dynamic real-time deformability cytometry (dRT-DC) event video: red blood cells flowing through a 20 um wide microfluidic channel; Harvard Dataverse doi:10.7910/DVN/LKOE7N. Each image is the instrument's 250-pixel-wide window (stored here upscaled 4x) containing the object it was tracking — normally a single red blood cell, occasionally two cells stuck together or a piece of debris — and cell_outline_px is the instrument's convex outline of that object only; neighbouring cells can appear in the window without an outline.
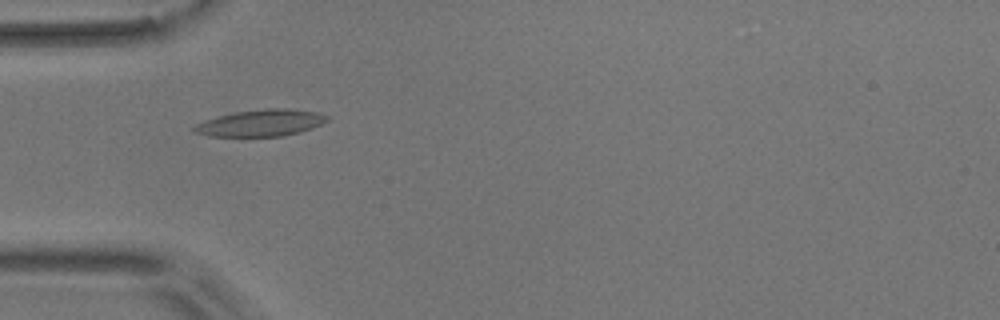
{"species": "common noctule bat (a hibernating species)", "species_latin": "Nyctalus noctula", "temperature_condition": "room temperature", "stored_images_in_passage": 7, "camera_frame_rate_fps": 3000, "um_per_image_px": 0.085, "animal": {"sex": "male", "body_mass_g": 17.9}, "frame": {"image": 1, "passage_image": 5, "time_ms": 5.0, "image_size_px": [1000, 320], "cell_outline_px": [[328, 120], [312, 128], [300, 132], [280, 136], [208, 136], [196, 132], [192, 128], [196, 124], [232, 112], [268, 108], [288, 108], [316, 112], [328, 116]], "centroid_in_image_um": [22.2, 10.44], "position_along_channel_um": 62.8, "area_um2": 20.4}}
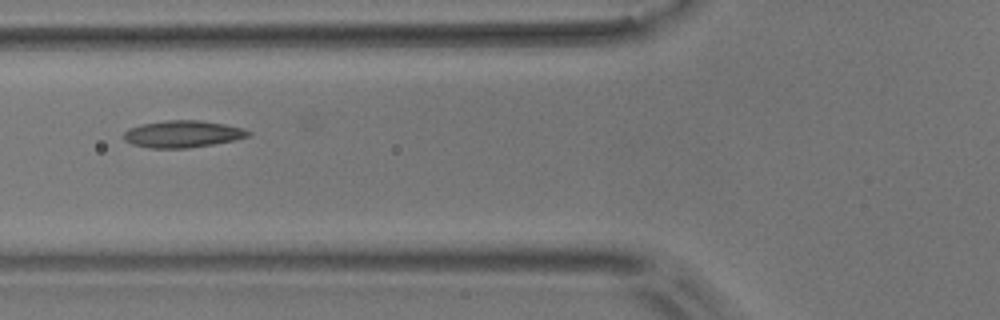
{"frame": {"image": 2, "passage_image": 6, "time_ms": 6.333, "image_size_px": [1000, 320], "cell_outline_px": [[252, 136], [236, 140], [188, 148], [148, 148], [132, 144], [124, 140], [124, 132], [128, 128], [140, 124], [168, 120], [200, 120], [224, 124], [244, 128], [252, 132]], "centroid_in_image_um": [15.55, 11.39], "position_along_channel_um": 110.3, "area_um2": 19.77}}
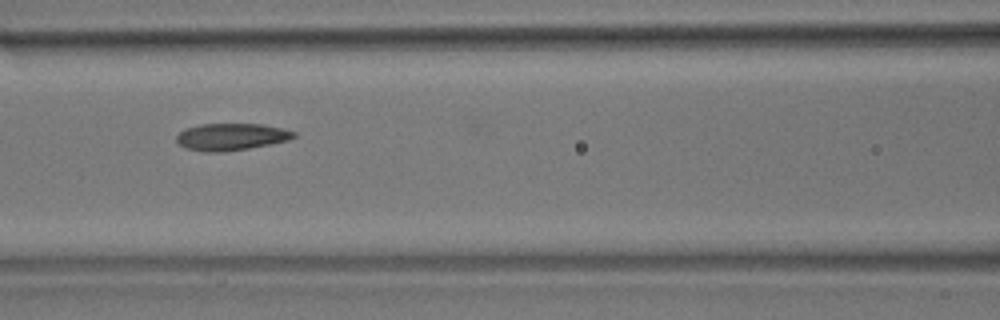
{"frame": {"image": 3, "passage_image": 7, "time_ms": 7.333, "image_size_px": [1000, 320], "cell_outline_px": [[296, 136], [288, 140], [248, 148], [224, 152], [204, 152], [184, 148], [176, 140], [176, 136], [184, 128], [200, 124], [260, 124], [284, 128], [296, 132]], "centroid_in_image_um": [19.63, 11.62], "position_along_channel_um": 147.0, "area_um2": 18.5}}